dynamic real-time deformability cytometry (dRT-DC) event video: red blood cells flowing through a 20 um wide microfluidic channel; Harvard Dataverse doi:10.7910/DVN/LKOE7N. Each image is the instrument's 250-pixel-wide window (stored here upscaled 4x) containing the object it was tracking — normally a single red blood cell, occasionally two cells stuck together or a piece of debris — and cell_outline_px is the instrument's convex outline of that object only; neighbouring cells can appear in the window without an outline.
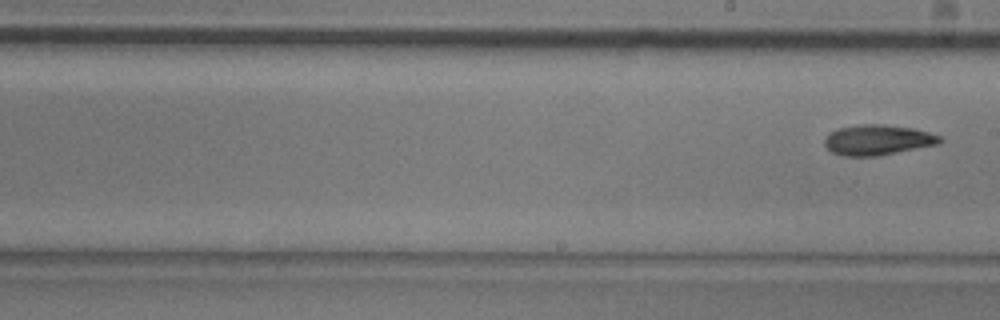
{"species": "common noctule bat (a hibernating species)", "species_latin": "Nyctalus noctula", "temperature_condition": "room temperature", "stored_images_in_passage": 7, "segment_of_instrument_passage": [2, 2], "camera_frame_rate_fps": 3000, "um_per_image_px": 0.085, "animal": {"sex": "male", "body_mass_g": 20.5, "forearm_length_mm": 52.5}, "frame": {"image": 1, "passage_image": 7, "time_ms": 7.667, "image_size_px": [1000, 320], "cell_outline_px": [[944, 140], [940, 144], [876, 156], [844, 156], [832, 152], [824, 144], [824, 140], [828, 132], [836, 128], [864, 124], [884, 124], [912, 128], [928, 132], [940, 136]], "centroid_in_image_um": [74.59, 11.89], "position_along_channel_um": 214.4, "area_um2": 20.46}}